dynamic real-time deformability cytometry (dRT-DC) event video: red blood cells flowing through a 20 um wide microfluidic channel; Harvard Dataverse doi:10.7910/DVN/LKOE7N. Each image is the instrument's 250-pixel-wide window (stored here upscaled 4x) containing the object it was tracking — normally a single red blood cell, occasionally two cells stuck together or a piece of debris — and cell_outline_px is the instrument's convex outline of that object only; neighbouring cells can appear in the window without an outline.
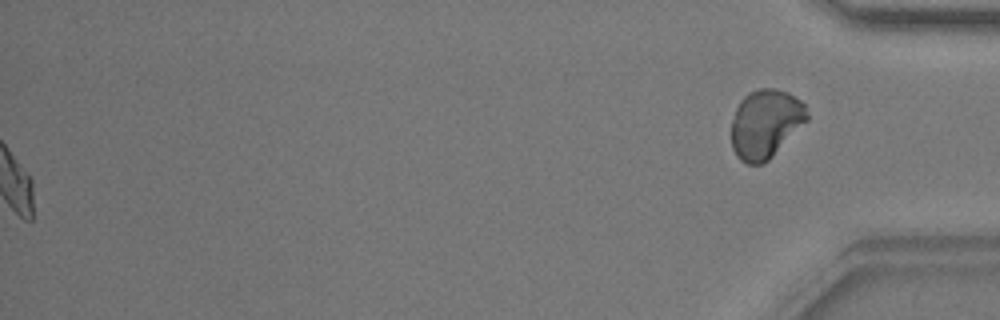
{"species": "common noctule bat (a hibernating species)", "species_latin": "Nyctalus noctula", "temperature_condition": "warm", "stored_images_in_passage": 49, "segment_of_instrument_passage": [2, 2], "camera_frame_rate_fps": 3000, "um_per_image_px": 0.085, "animal": {"sex": "male", "body_mass_g": 17.9}, "frame": {"image": 1, "passage_image": 49, "time_ms": 16.0, "image_size_px": [1000, 320], "cell_outline_px": [[808, 120], [764, 164], [748, 164], [740, 160], [736, 156], [732, 148], [732, 120], [736, 108], [740, 100], [748, 92], [760, 88], [776, 88], [788, 92], [800, 100], [804, 104], [808, 116]], "centroid_in_image_um": [65.06, 10.51], "position_along_channel_um": 370.1, "area_um2": 30.35}}